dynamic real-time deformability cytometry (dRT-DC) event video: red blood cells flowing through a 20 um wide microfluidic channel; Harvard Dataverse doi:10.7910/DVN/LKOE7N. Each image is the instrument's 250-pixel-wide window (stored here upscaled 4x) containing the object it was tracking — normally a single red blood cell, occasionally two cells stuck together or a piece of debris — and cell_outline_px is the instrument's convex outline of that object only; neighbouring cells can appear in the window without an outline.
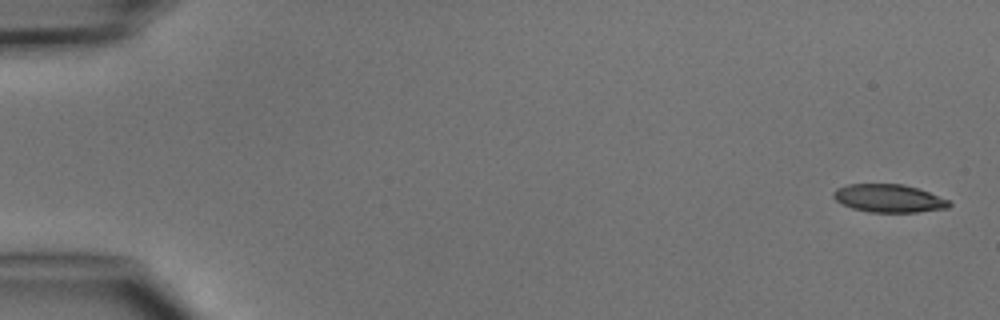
{"species": "common noctule bat (a hibernating species)", "species_latin": "Nyctalus noctula", "temperature_condition": "cold", "stored_images_in_passage": 7, "camera_frame_rate_fps": 3000, "um_per_image_px": 0.085, "animal": {"sex": "male", "body_mass_g": 15.6}, "frame": {"image": 1, "passage_image": 1, "time_ms": 0.0, "image_size_px": [1000, 320], "cell_outline_px": [[952, 204], [948, 208], [916, 212], [868, 212], [852, 208], [836, 200], [832, 196], [832, 192], [836, 188], [848, 184], [904, 184], [928, 192], [948, 200]], "centroid_in_image_um": [75.52, 16.86], "position_along_channel_um": 9.5, "area_um2": 18.79}}
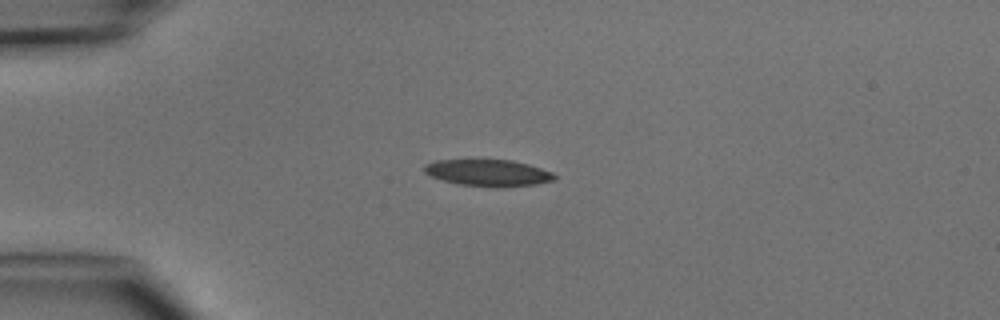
{"frame": {"image": 2, "passage_image": 4, "time_ms": 3.667, "image_size_px": [1000, 320], "cell_outline_px": [[556, 176], [552, 180], [536, 184], [496, 188], [460, 184], [444, 180], [432, 176], [424, 172], [424, 164], [436, 160], [512, 160], [528, 164], [552, 172]], "centroid_in_image_um": [41.49, 14.69], "position_along_channel_um": 43.5, "area_um2": 20.06}}